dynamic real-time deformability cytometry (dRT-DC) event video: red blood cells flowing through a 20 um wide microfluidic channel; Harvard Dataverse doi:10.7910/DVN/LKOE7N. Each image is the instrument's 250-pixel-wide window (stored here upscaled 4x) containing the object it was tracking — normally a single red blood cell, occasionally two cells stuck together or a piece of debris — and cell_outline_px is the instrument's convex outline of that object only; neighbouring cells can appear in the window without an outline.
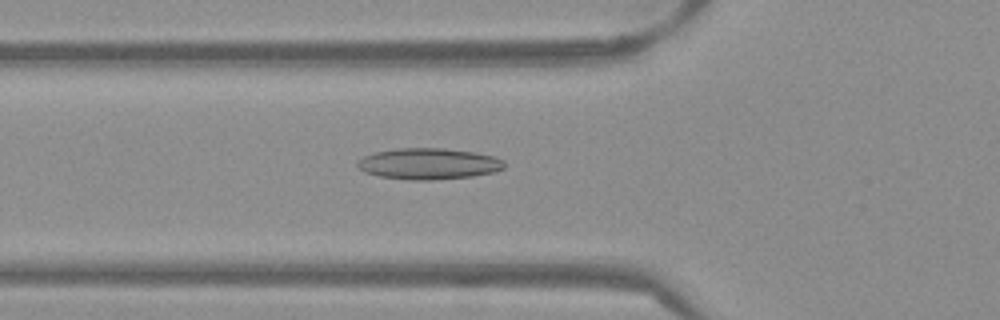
{"species": "Egyptian fruit bat (a non-hibernating species)", "species_latin": "Rousettus aegyptiacus", "temperature_condition": "warm", "stored_images_in_passage": 53, "camera_frame_rate_fps": 3000, "um_per_image_px": 0.085, "frame": {"image": 1, "passage_image": 19, "time_ms": 6.0, "image_size_px": [1000, 320], "cell_outline_px": [[504, 168], [492, 172], [472, 176], [432, 180], [412, 180], [380, 176], [364, 172], [356, 164], [356, 160], [364, 156], [376, 152], [400, 148], [444, 148], [472, 152], [496, 156], [504, 160]], "centroid_in_image_um": [36.43, 13.91], "position_along_channel_um": 89.4, "area_um2": 26.59}}
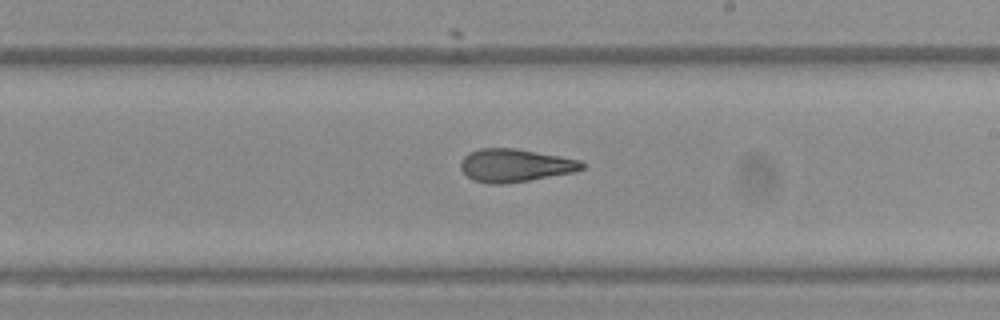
{"frame": {"image": 2, "passage_image": 31, "time_ms": 10.0, "image_size_px": [1000, 320], "cell_outline_px": [[584, 168], [576, 172], [504, 184], [488, 184], [472, 180], [460, 168], [460, 164], [464, 156], [468, 152], [480, 148], [516, 148], [560, 156], [580, 160], [584, 164]], "centroid_in_image_um": [43.77, 14.06], "position_along_channel_um": 245.2, "area_um2": 23.41}}
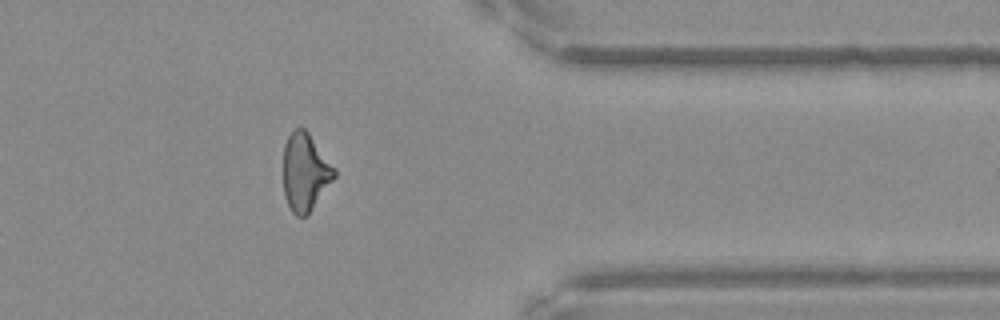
{"frame": {"image": 3, "passage_image": 43, "time_ms": 14.0, "image_size_px": [1000, 320], "cell_outline_px": [[336, 176], [312, 208], [304, 216], [296, 216], [292, 212], [284, 196], [284, 144], [288, 136], [296, 128], [304, 128], [308, 132], [336, 168]], "centroid_in_image_um": [25.94, 14.61], "position_along_channel_um": 385.5, "area_um2": 22.83}, "authors_computed_cell_mechanics": {"area_um2": 24.1604, "velocity_mm_per_s": 3.8738, "shape_relaxation_time_tau1_ms": null, "shape_relaxation_time_tau2_ms": 2.4147, "deformation_change_tau1": null, "deformation_change_tau2": 0.1172}}